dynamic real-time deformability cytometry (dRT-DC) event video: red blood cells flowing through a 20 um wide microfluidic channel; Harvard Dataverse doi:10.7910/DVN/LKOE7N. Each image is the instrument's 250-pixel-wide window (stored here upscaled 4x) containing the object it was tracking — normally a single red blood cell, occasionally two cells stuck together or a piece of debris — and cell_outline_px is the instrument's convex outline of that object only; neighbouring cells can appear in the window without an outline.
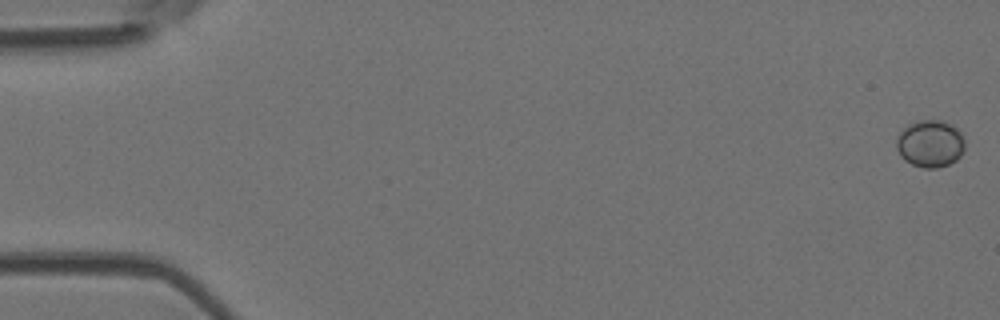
{"species": "Egyptian fruit bat (a non-hibernating species)", "species_latin": "Rousettus aegyptiacus", "temperature_condition": "room temperature", "stored_images_in_passage": 42, "camera_frame_rate_fps": 3000, "um_per_image_px": 0.085, "animal": {"sex": "female"}, "frame": {"image": 1, "passage_image": 1, "time_ms": 0.0, "image_size_px": [1000, 320], "cell_outline_px": [[964, 148], [960, 156], [956, 160], [948, 164], [936, 168], [924, 168], [912, 164], [904, 160], [900, 156], [896, 148], [896, 140], [900, 132], [908, 124], [916, 120], [940, 120], [956, 128], [960, 132], [964, 140]], "centroid_in_image_um": [79.04, 12.21], "position_along_channel_um": 6.0, "area_um2": 18.79}}
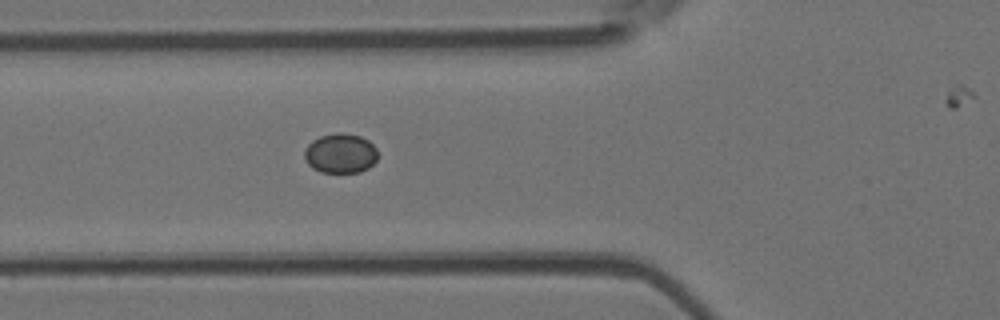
{"frame": {"image": 2, "passage_image": 19, "time_ms": 6.0, "image_size_px": [1000, 320], "cell_outline_px": [[376, 160], [368, 168], [360, 172], [320, 172], [312, 168], [304, 160], [304, 148], [312, 140], [320, 136], [336, 132], [340, 132], [360, 136], [368, 140], [376, 148]], "centroid_in_image_um": [28.9, 13.03], "position_along_channel_um": 96.9, "area_um2": 17.05}}
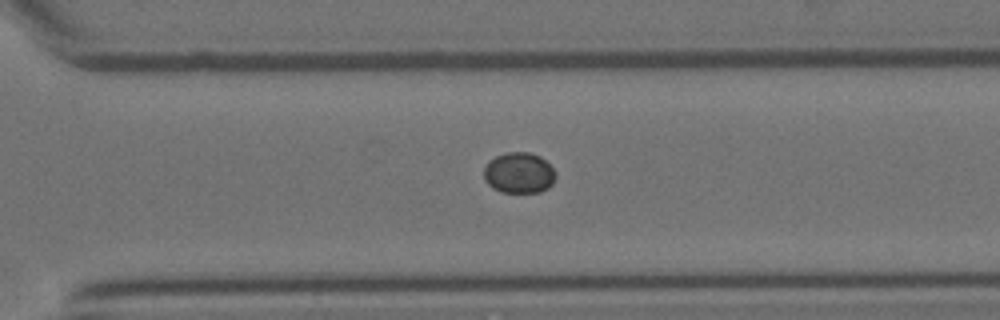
{"frame": {"image": 3, "passage_image": 36, "time_ms": 11.667, "image_size_px": [1000, 320], "cell_outline_px": [[556, 176], [552, 184], [548, 188], [540, 192], [500, 192], [492, 188], [484, 180], [484, 168], [488, 160], [496, 156], [508, 152], [528, 152], [540, 156], [556, 172]], "centroid_in_image_um": [44.1, 14.7], "position_along_channel_um": 326.5, "area_um2": 17.17}}